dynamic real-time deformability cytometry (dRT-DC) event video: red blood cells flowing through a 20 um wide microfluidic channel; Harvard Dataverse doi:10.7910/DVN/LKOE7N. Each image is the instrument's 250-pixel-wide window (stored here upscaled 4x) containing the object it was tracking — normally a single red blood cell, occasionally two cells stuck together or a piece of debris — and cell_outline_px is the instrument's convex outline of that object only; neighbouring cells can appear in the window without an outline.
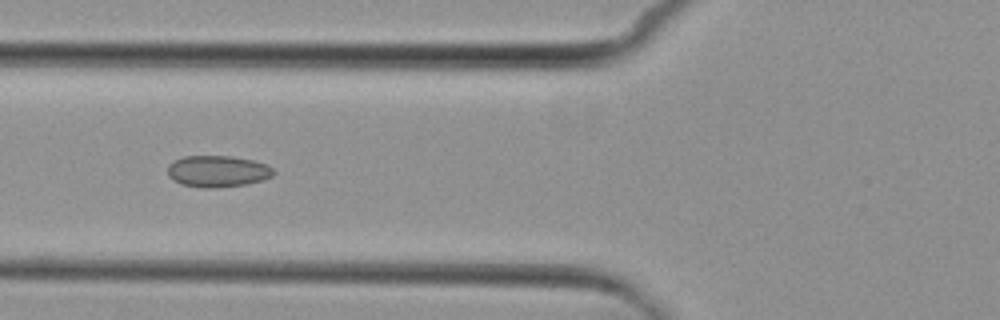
{"species": "common noctule bat (a hibernating species)", "species_latin": "Nyctalus noctula", "temperature_condition": "cold", "stored_images_in_passage": 6, "camera_frame_rate_fps": 3000, "um_per_image_px": 0.085, "animal": {"sex": "female", "body_mass_g": 29.2, "forearm_length_mm": 56.3}, "frame": {"image": 1, "passage_image": 4, "time_ms": 3.667, "image_size_px": [1000, 320], "cell_outline_px": [[276, 172], [272, 176], [264, 180], [248, 184], [216, 188], [200, 188], [184, 184], [172, 180], [168, 176], [168, 164], [172, 160], [184, 156], [232, 156], [252, 160], [264, 164], [272, 168]], "centroid_in_image_um": [18.48, 14.56], "position_along_channel_um": 107.3, "area_um2": 19.65}}
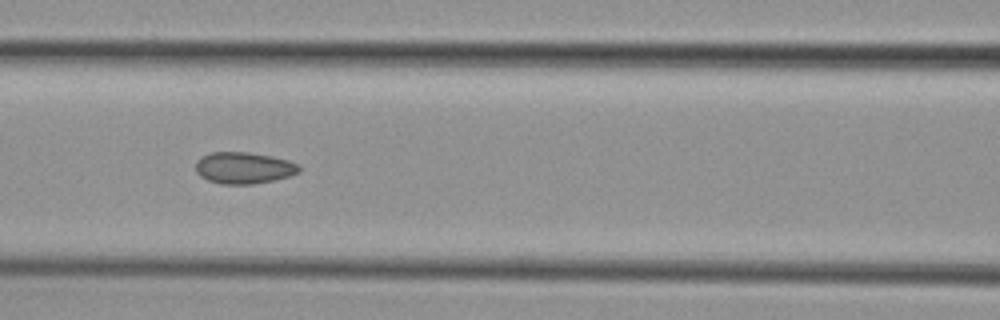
{"frame": {"image": 2, "passage_image": 5, "time_ms": 4.667, "image_size_px": [1000, 320], "cell_outline_px": [[300, 172], [292, 176], [252, 184], [220, 184], [208, 180], [200, 176], [196, 172], [196, 160], [200, 156], [212, 152], [248, 152], [272, 156], [288, 160], [296, 164], [300, 168]], "centroid_in_image_um": [20.7, 14.27], "position_along_channel_um": 145.9, "area_um2": 19.13}}
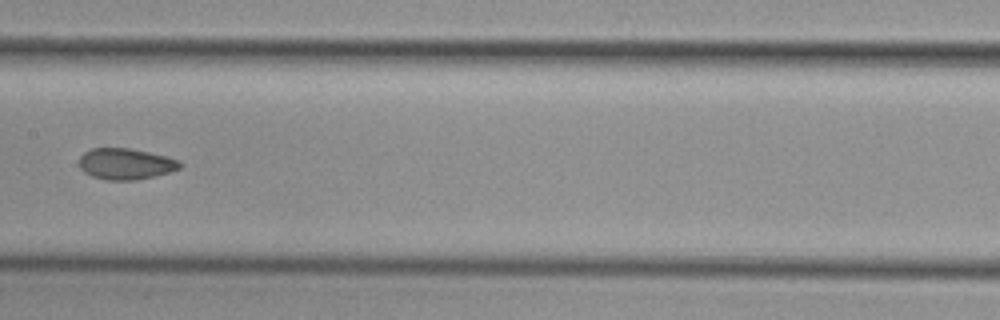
{"frame": {"image": 3, "passage_image": 6, "time_ms": 6.0, "image_size_px": [1000, 320], "cell_outline_px": [[184, 164], [180, 168], [156, 176], [136, 180], [104, 180], [92, 176], [84, 172], [80, 168], [80, 156], [84, 152], [92, 148], [128, 148], [148, 152], [180, 160]], "centroid_in_image_um": [10.69, 13.94], "position_along_channel_um": 196.7, "area_um2": 18.32}}